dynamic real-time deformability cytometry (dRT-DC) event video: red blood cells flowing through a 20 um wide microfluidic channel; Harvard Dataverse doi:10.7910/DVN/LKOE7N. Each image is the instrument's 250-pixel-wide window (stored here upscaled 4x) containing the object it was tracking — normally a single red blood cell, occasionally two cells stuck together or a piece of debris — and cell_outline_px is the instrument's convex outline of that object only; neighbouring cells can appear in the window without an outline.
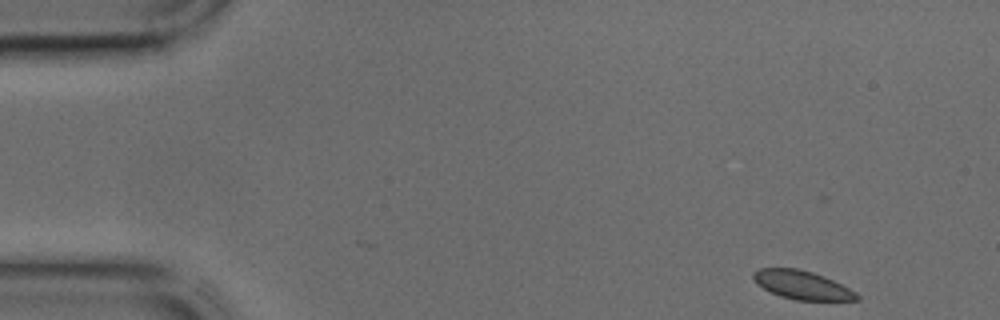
{"species": "common noctule bat (a hibernating species)", "species_latin": "Nyctalus noctula", "temperature_condition": "cold", "stored_images_in_passage": 41, "camera_frame_rate_fps": 3000, "um_per_image_px": 0.085, "animal": {"sex": "male", "body_mass_g": 17.9, "forearm_length_mm": 54.2}, "frame": {"image": 1, "passage_image": 1, "time_ms": 0.0, "image_size_px": [1000, 320], "cell_outline_px": [[860, 300], [796, 300], [780, 296], [756, 284], [752, 276], [752, 272], [760, 268], [796, 268], [812, 272], [824, 276], [856, 292], [860, 296]], "centroid_in_image_um": [68.16, 24.22], "position_along_channel_um": 16.8, "area_um2": 17.11}}
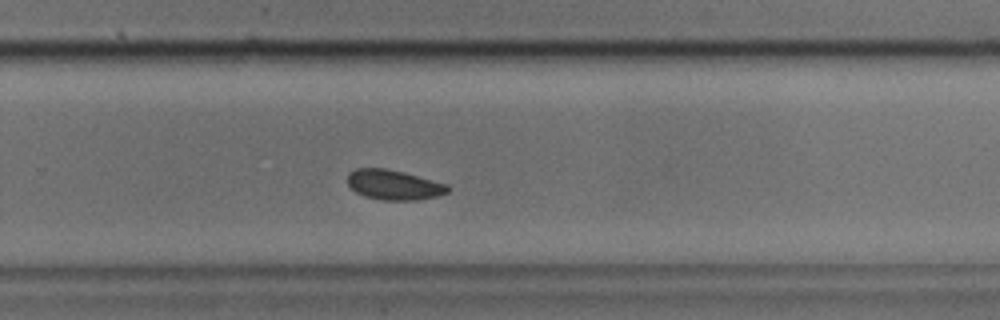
{"frame": {"image": 2, "passage_image": 26, "time_ms": 8.333, "image_size_px": [1000, 320], "cell_outline_px": [[452, 188], [448, 192], [436, 196], [416, 200], [380, 200], [364, 196], [356, 192], [348, 184], [348, 172], [356, 168], [384, 168], [404, 172], [448, 184]], "centroid_in_image_um": [33.48, 15.71], "position_along_channel_um": 296.3, "area_um2": 17.57}}
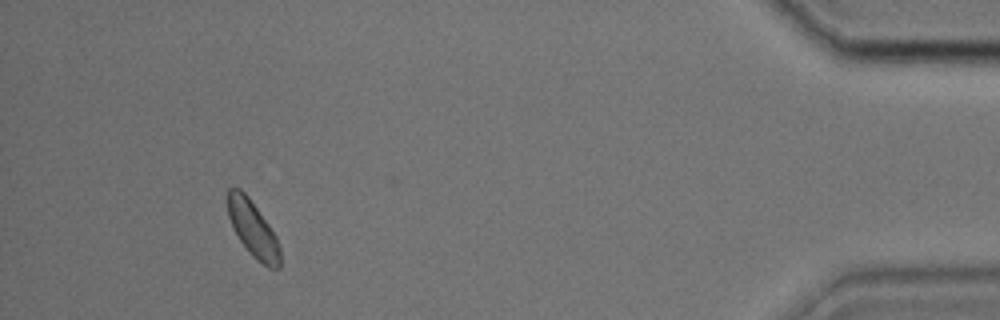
{"frame": {"image": 3, "passage_image": 38, "time_ms": 12.333, "image_size_px": [1000, 320], "cell_outline_px": [[280, 268], [268, 268], [256, 260], [252, 256], [240, 240], [232, 228], [228, 216], [224, 200], [224, 196], [228, 188], [240, 188], [248, 196], [268, 224], [276, 236], [280, 248]], "centroid_in_image_um": [21.44, 19.42], "position_along_channel_um": 413.8, "area_um2": 17.46}}